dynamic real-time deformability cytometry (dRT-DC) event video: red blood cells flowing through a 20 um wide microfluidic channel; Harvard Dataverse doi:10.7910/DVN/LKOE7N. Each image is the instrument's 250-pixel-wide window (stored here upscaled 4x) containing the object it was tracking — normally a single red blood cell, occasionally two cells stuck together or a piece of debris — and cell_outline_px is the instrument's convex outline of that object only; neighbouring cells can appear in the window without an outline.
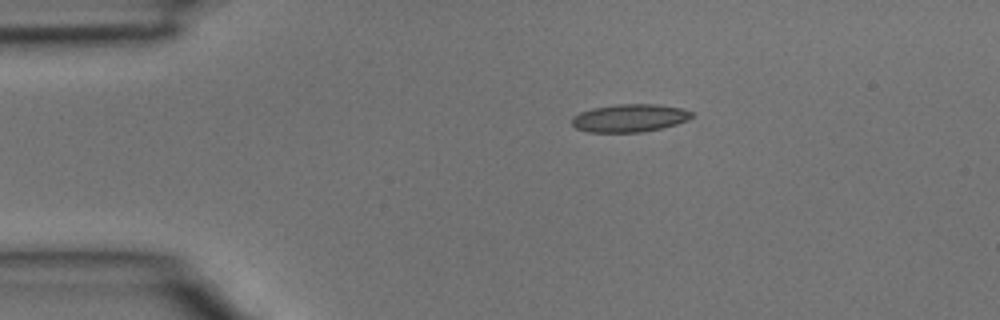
{"species": "common noctule bat (a hibernating species)", "species_latin": "Nyctalus noctula", "temperature_condition": "room temperature", "stored_images_in_passage": 2, "camera_frame_rate_fps": 3000, "um_per_image_px": 0.085, "animal": {"sex": "male", "body_mass_g": 15.6}, "frame": {"image": 1, "passage_image": 2, "time_ms": 0.333, "image_size_px": [1000, 320], "cell_outline_px": [[692, 116], [688, 120], [676, 124], [644, 132], [588, 132], [576, 128], [572, 124], [572, 116], [580, 112], [592, 108], [616, 104], [656, 104], [684, 108], [692, 112]], "centroid_in_image_um": [53.51, 10.03], "position_along_channel_um": 31.5, "area_um2": 19.54}}